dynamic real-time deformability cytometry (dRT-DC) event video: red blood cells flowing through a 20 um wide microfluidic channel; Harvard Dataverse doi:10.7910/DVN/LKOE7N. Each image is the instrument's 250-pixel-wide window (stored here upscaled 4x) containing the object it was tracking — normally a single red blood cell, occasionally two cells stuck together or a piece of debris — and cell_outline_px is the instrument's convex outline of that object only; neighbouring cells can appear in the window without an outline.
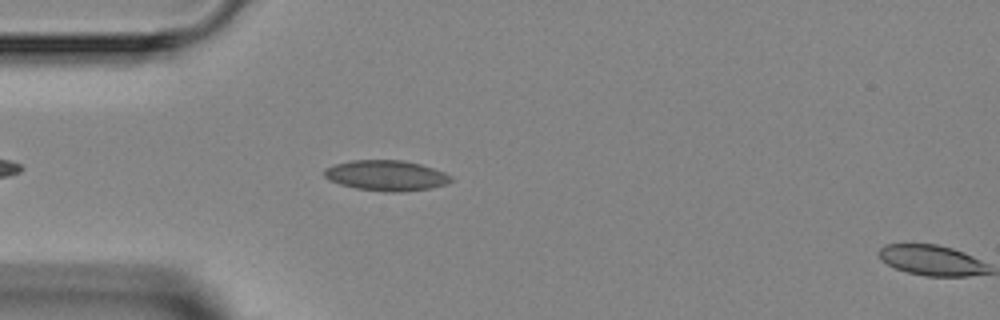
{"species": "Egyptian fruit bat (a non-hibernating species)", "species_latin": "Rousettus aegyptiacus", "temperature_condition": "room temperature", "stored_images_in_passage": 4, "segment_of_instrument_passage": [1, 2], "camera_frame_rate_fps": 3000, "um_per_image_px": 0.085, "animal": {"sex": "female"}, "frame": {"image": 1, "passage_image": 3, "time_ms": 2.333, "image_size_px": [1000, 320], "cell_outline_px": [[452, 180], [448, 184], [432, 188], [396, 192], [384, 192], [356, 188], [340, 184], [324, 176], [324, 168], [336, 164], [352, 160], [404, 160], [420, 164], [444, 172], [452, 176]], "centroid_in_image_um": [32.86, 14.92], "position_along_channel_um": 52.1, "area_um2": 22.43}}